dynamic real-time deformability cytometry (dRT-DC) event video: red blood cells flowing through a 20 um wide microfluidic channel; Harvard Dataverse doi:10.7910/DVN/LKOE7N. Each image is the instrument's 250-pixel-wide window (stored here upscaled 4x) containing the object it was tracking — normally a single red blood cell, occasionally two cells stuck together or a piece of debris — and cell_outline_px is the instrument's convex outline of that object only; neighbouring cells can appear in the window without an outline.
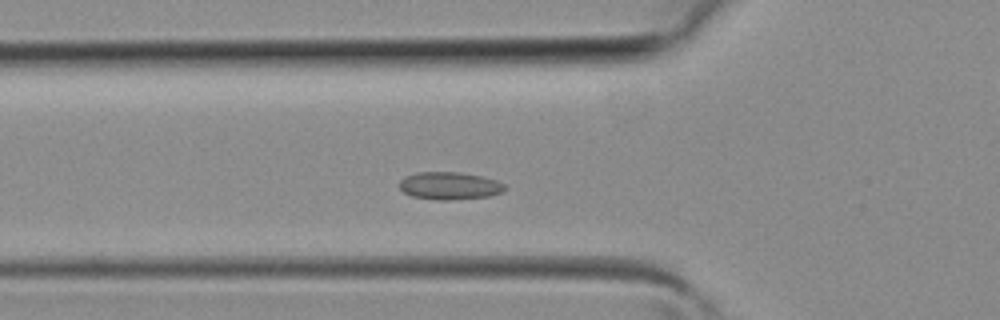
{"species": "common noctule bat (a hibernating species)", "species_latin": "Nyctalus noctula", "temperature_condition": "room temperature", "stored_images_in_passage": 32, "camera_frame_rate_fps": 3000, "um_per_image_px": 0.085, "animal": {"sex": "female", "body_mass_g": 19.3, "forearm_length_mm": 54.1}, "frame": {"image": 1, "passage_image": 5, "time_ms": 1.333, "image_size_px": [1000, 320], "cell_outline_px": [[508, 188], [500, 192], [488, 196], [448, 200], [440, 200], [412, 196], [404, 192], [400, 188], [400, 180], [404, 176], [416, 172], [460, 172], [480, 176], [496, 180], [504, 184]], "centroid_in_image_um": [38.19, 15.78], "position_along_channel_um": 87.6, "area_um2": 16.82}}
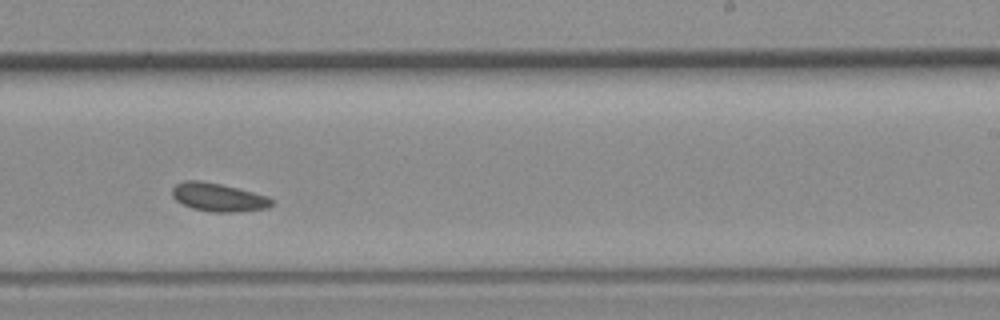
{"frame": {"image": 2, "passage_image": 16, "time_ms": 5.0, "image_size_px": [1000, 320], "cell_outline_px": [[272, 204], [268, 208], [240, 212], [212, 212], [192, 208], [176, 200], [172, 196], [172, 188], [176, 184], [184, 180], [200, 180], [240, 188], [268, 196], [272, 200]], "centroid_in_image_um": [18.57, 16.76], "position_along_channel_um": 270.4, "area_um2": 16.53}}
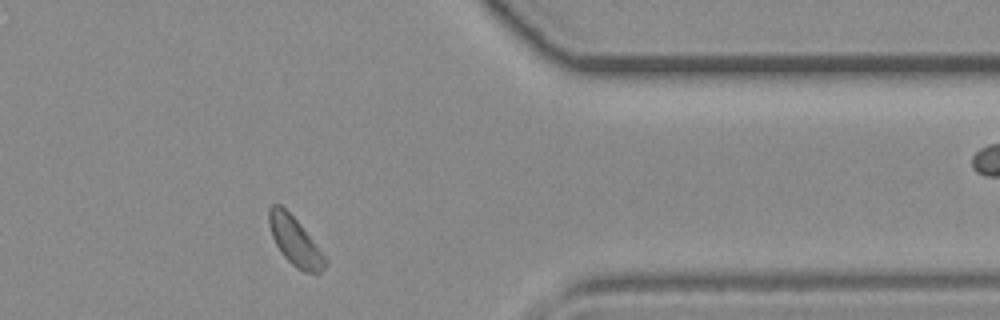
{"frame": {"image": 3, "passage_image": 24, "time_ms": 7.667, "image_size_px": [1000, 320], "cell_outline_px": [[328, 260], [324, 268], [320, 272], [304, 272], [296, 268], [280, 252], [272, 236], [268, 224], [268, 208], [272, 204], [280, 204], [300, 224]], "centroid_in_image_um": [25.04, 20.49], "position_along_channel_um": 386.4, "area_um2": 15.66}}